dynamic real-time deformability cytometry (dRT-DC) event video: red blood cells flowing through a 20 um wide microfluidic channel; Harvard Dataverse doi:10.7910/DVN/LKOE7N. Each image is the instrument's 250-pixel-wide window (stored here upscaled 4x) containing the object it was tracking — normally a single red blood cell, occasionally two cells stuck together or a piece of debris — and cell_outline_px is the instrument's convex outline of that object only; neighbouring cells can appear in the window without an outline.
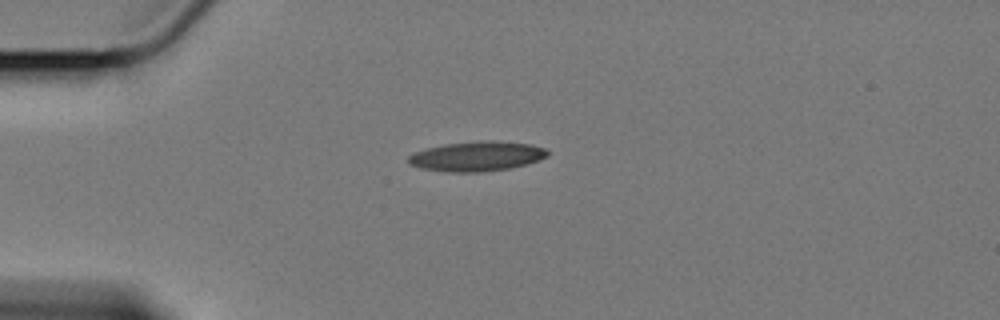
{"species": "Egyptian fruit bat (a non-hibernating species)", "species_latin": "Rousettus aegyptiacus", "temperature_condition": "cold", "stored_images_in_passage": 38, "camera_frame_rate_fps": 3000, "um_per_image_px": 0.085, "animal": {"sex": "female"}, "frame": {"image": 1, "passage_image": 1, "time_ms": 0.0, "image_size_px": [1000, 320], "cell_outline_px": [[548, 156], [540, 160], [512, 168], [480, 172], [448, 172], [420, 168], [408, 164], [408, 156], [412, 152], [444, 144], [484, 140], [492, 140], [532, 144], [544, 148], [548, 152]], "centroid_in_image_um": [40.52, 13.28], "position_along_channel_um": 44.5, "area_um2": 24.33}}
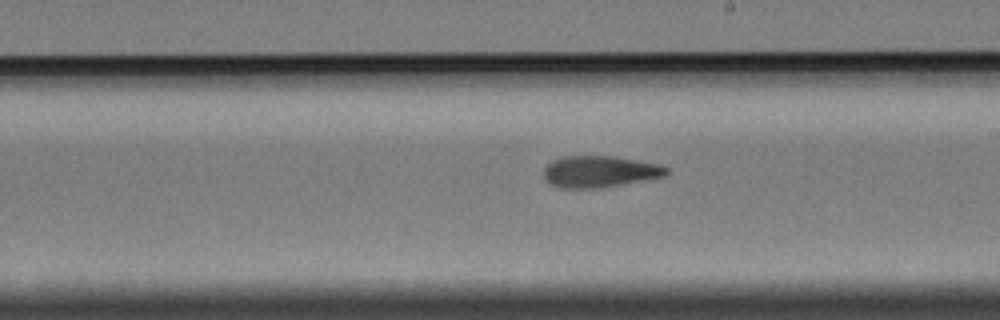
{"frame": {"image": 2, "passage_image": 20, "time_ms": 6.333, "image_size_px": [1000, 320], "cell_outline_px": [[668, 172], [664, 176], [620, 184], [596, 188], [560, 188], [548, 184], [544, 180], [544, 168], [552, 160], [564, 156], [616, 156], [660, 164], [668, 168]], "centroid_in_image_um": [50.92, 14.57], "position_along_channel_um": 238.1, "area_um2": 22.54}}
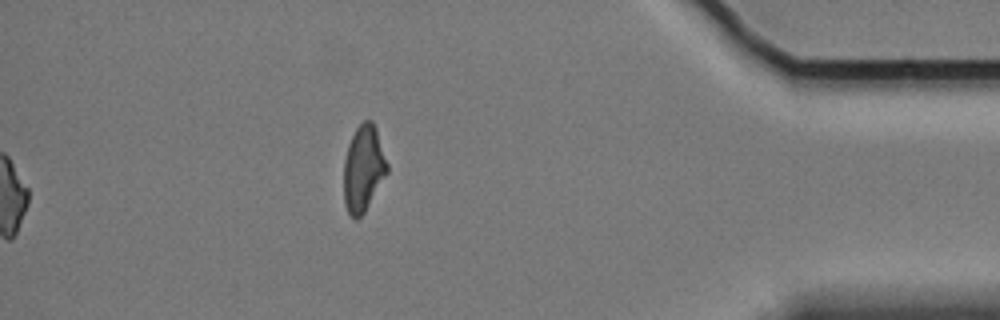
{"frame": {"image": 3, "passage_image": 38, "time_ms": 12.333, "image_size_px": [1000, 320], "cell_outline_px": [[388, 172], [364, 212], [356, 220], [348, 212], [344, 204], [344, 160], [348, 144], [356, 128], [364, 120], [372, 120], [376, 128], [388, 164]], "centroid_in_image_um": [30.89, 14.31], "position_along_channel_um": 404.3, "area_um2": 21.68}, "authors_computed_cell_mechanics": {"area_um2": 23.12, "velocity_mm_per_s": 3.417, "shape_relaxation_time_tau1_ms": null, "shape_relaxation_time_tau2_ms": 4.5373, "deformation_change_tau1": null, "deformation_change_tau2": 0.1316}}